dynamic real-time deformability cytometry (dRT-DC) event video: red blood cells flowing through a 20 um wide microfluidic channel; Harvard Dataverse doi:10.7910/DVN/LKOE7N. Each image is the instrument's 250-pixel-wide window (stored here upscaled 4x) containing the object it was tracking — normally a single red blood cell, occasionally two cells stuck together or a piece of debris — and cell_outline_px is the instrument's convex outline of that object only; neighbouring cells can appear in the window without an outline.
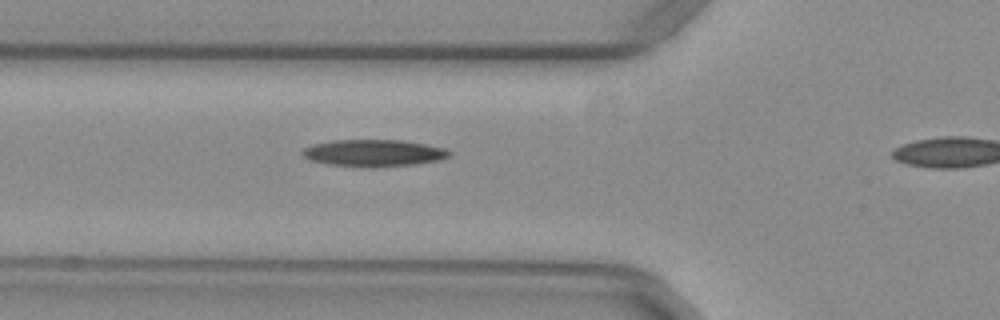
{"species": "common noctule bat (a hibernating species)", "species_latin": "Nyctalus noctula", "temperature_condition": "warm", "stored_images_in_passage": 11, "camera_frame_rate_fps": 3000, "um_per_image_px": 0.085, "animal": {"sex": "female", "body_mass_g": 29.2, "forearm_length_mm": 56.3}, "frame": {"image": 1, "passage_image": 10, "time_ms": 3.0, "image_size_px": [1000, 320], "cell_outline_px": [[452, 152], [448, 156], [436, 160], [416, 164], [372, 168], [368, 168], [328, 164], [308, 160], [300, 152], [304, 148], [312, 144], [332, 140], [404, 140], [444, 148]], "centroid_in_image_um": [31.7, 13.01], "position_along_channel_um": 94.1, "area_um2": 23.18}}